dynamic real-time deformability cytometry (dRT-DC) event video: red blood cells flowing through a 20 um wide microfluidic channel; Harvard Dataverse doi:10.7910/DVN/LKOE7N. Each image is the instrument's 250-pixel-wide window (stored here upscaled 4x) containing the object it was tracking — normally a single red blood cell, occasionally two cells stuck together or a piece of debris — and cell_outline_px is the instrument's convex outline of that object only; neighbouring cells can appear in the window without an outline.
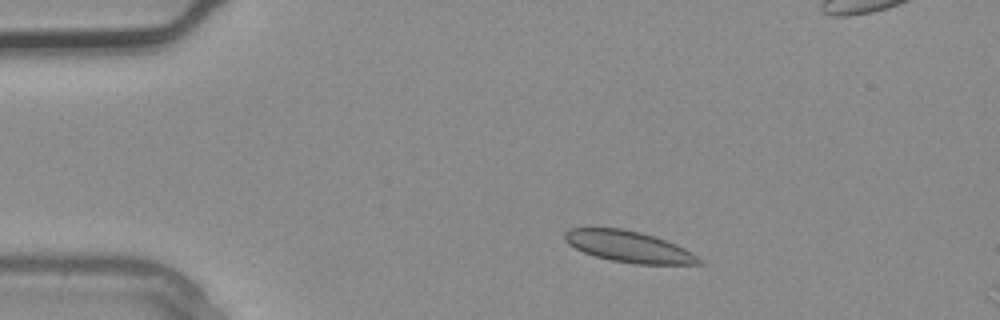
{"species": "common noctule bat (a hibernating species)", "species_latin": "Nyctalus noctula", "temperature_condition": "warm", "stored_images_in_passage": 3, "camera_frame_rate_fps": 3000, "um_per_image_px": 0.085, "animal": {"sex": "male", "body_mass_g": 20.4}, "frame": {"image": 1, "passage_image": 2, "time_ms": 0.333, "image_size_px": [1000, 320], "cell_outline_px": [[704, 264], [636, 264], [612, 260], [596, 256], [584, 252], [568, 244], [564, 240], [564, 232], [572, 228], [620, 228], [640, 232], [676, 244], [692, 252], [704, 260]], "centroid_in_image_um": [53.47, 20.97], "position_along_channel_um": 31.5, "area_um2": 24.28}}